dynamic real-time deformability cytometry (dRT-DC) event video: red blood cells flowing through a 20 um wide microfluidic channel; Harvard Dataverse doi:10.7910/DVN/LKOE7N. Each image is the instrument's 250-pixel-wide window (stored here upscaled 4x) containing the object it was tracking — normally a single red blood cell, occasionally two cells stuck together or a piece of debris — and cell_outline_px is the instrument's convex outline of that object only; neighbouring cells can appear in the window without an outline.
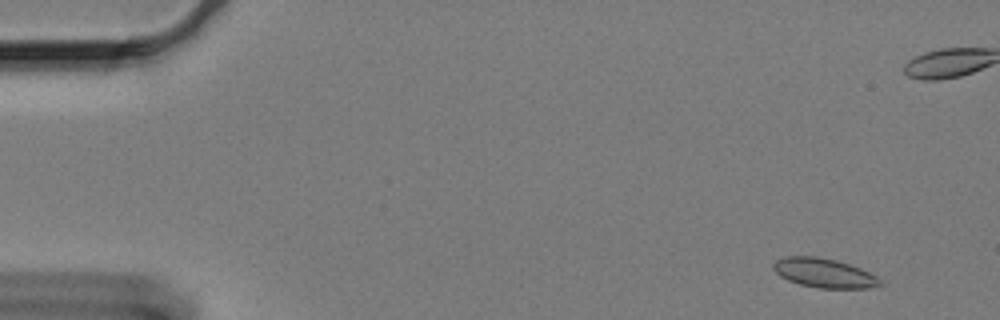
{"species": "Egyptian fruit bat (a non-hibernating species)", "species_latin": "Rousettus aegyptiacus", "temperature_condition": "cold", "stored_images_in_passage": 59, "camera_frame_rate_fps": 3000, "um_per_image_px": 0.085, "animal": {"sex": "female"}, "frame": {"image": 1, "passage_image": 1, "time_ms": 0.0, "image_size_px": [1000, 320], "cell_outline_px": [[884, 284], [872, 288], [816, 288], [800, 284], [788, 280], [780, 276], [772, 268], [772, 264], [776, 260], [784, 256], [816, 256], [836, 260], [860, 268], [876, 276]], "centroid_in_image_um": [70.03, 23.2], "position_along_channel_um": 15.0, "area_um2": 18.26}}
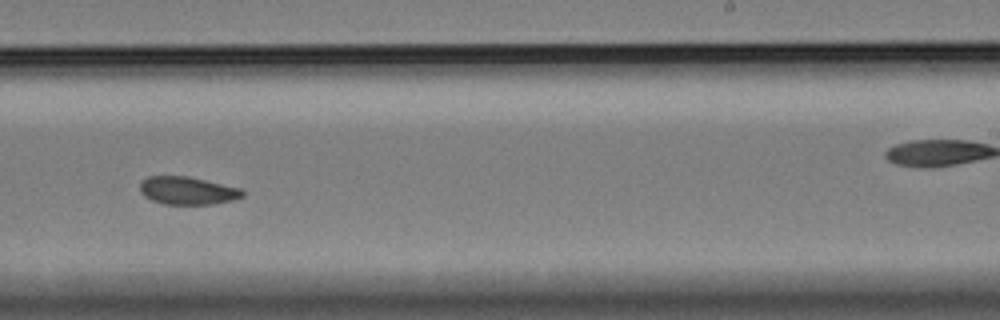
{"frame": {"image": 2, "passage_image": 35, "time_ms": 11.333, "image_size_px": [1000, 320], "cell_outline_px": [[244, 196], [232, 200], [216, 204], [164, 204], [152, 200], [144, 196], [140, 192], [140, 184], [148, 176], [188, 176], [240, 188], [244, 192]], "centroid_in_image_um": [15.94, 16.21], "position_along_channel_um": 273.1, "area_um2": 16.59}}
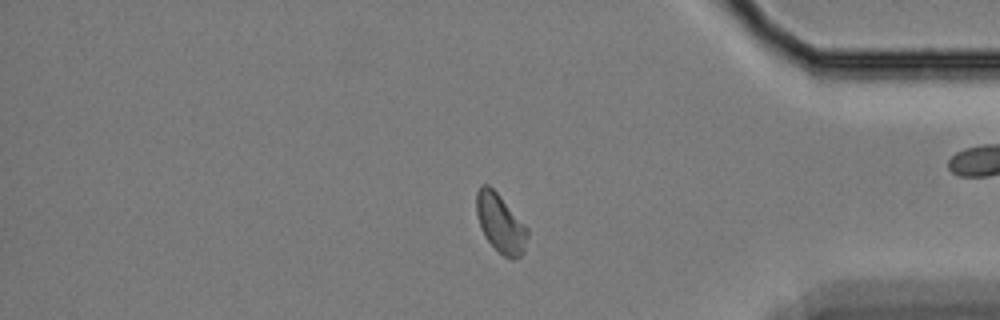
{"frame": {"image": 3, "passage_image": 48, "time_ms": 15.667, "image_size_px": [1000, 320], "cell_outline_px": [[528, 236], [524, 252], [520, 256], [512, 260], [504, 256], [484, 236], [480, 228], [476, 212], [476, 192], [480, 184], [488, 184], [500, 196], [528, 228]], "centroid_in_image_um": [42.53, 18.97], "position_along_channel_um": 392.7, "area_um2": 17.4}}